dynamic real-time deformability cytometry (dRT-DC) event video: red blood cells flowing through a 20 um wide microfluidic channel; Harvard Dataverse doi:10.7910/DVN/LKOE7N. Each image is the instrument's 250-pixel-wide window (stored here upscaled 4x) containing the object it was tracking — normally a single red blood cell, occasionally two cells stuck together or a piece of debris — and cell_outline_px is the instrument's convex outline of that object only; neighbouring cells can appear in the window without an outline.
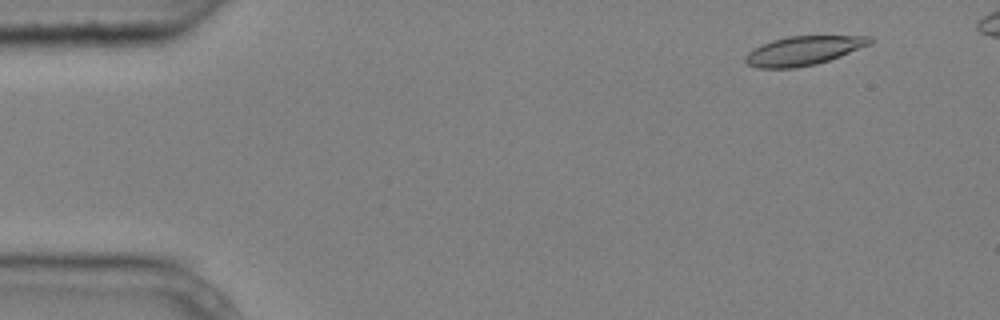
{"species": "common noctule bat (a hibernating species)", "species_latin": "Nyctalus noctula", "temperature_condition": "cold", "stored_images_in_passage": 6, "camera_frame_rate_fps": 3000, "um_per_image_px": 0.085, "animal": {"sex": "male", "body_mass_g": 20.4}, "frame": {"image": 1, "passage_image": 2, "time_ms": 0.333, "image_size_px": [1000, 320], "cell_outline_px": [[872, 44], [840, 56], [816, 64], [792, 68], [756, 68], [748, 64], [744, 60], [744, 56], [752, 48], [760, 44], [772, 40], [788, 36], [872, 36]], "centroid_in_image_um": [68.26, 4.3], "position_along_channel_um": 16.7, "area_um2": 21.15}}
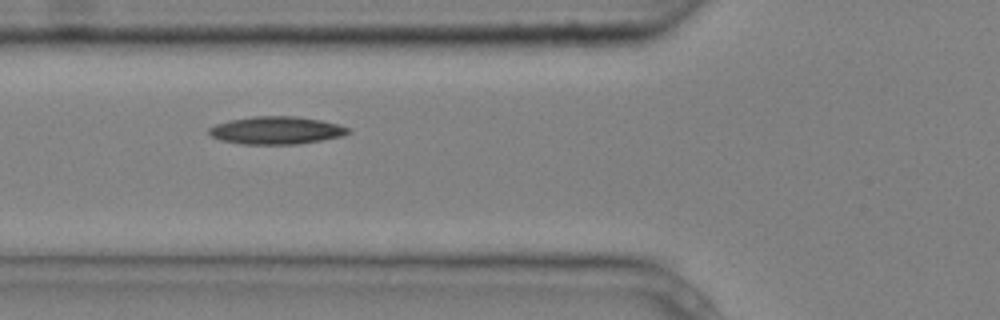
{"frame": {"image": 2, "passage_image": 6, "time_ms": 1.667, "image_size_px": [1000, 320], "cell_outline_px": [[348, 132], [340, 136], [320, 140], [296, 144], [240, 144], [220, 140], [212, 136], [208, 132], [208, 128], [216, 124], [228, 120], [252, 116], [296, 116], [320, 120], [336, 124], [348, 128]], "centroid_in_image_um": [23.4, 11.07], "position_along_channel_um": 102.4, "area_um2": 22.25}}